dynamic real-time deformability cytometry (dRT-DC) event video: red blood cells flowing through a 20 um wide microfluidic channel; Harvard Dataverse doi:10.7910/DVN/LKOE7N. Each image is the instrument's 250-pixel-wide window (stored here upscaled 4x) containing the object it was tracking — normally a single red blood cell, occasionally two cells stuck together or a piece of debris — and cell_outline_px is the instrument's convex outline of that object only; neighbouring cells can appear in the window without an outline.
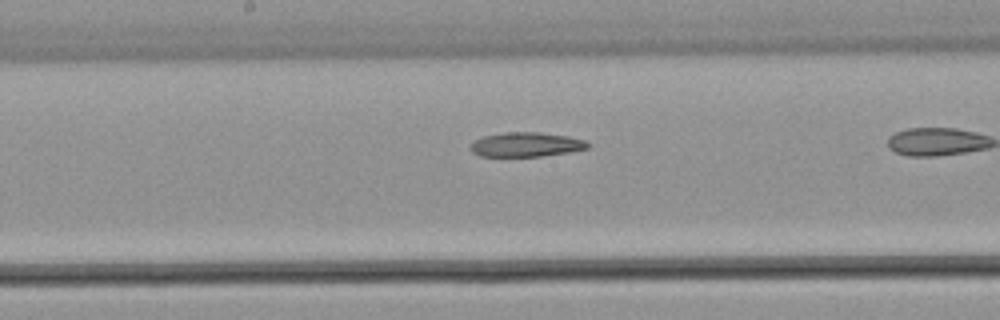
{"species": "common noctule bat (a hibernating species)", "species_latin": "Nyctalus noctula", "temperature_condition": "warm", "stored_images_in_passage": 23, "camera_frame_rate_fps": 3000, "um_per_image_px": 0.085, "animal": {"sex": "male", "body_mass_g": 21.5, "forearm_length_mm": 52.0}, "frame": {"image": 1, "passage_image": 14, "time_ms": 4.333, "image_size_px": [1000, 320], "cell_outline_px": [[592, 144], [588, 148], [572, 152], [540, 156], [480, 156], [472, 152], [468, 148], [476, 140], [484, 136], [504, 132], [540, 132], [568, 136], [584, 140]], "centroid_in_image_um": [44.75, 12.28], "position_along_channel_um": 203.4, "area_um2": 16.76}}